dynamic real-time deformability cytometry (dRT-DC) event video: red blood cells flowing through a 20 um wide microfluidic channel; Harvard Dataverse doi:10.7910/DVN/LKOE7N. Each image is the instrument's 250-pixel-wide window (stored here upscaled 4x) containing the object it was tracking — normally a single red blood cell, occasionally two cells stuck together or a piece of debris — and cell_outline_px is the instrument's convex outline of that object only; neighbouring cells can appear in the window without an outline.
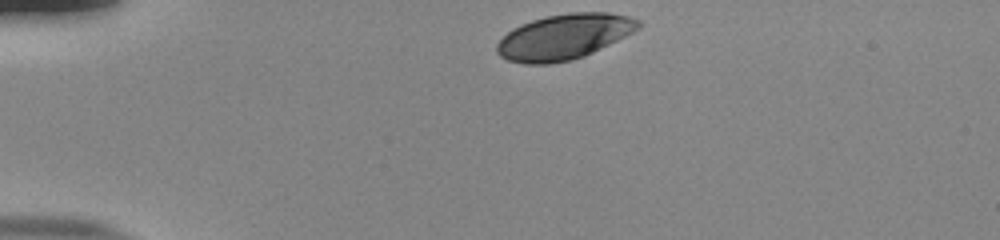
{"species": "human", "species_latin": "Homo sapiens", "temperature_condition": "room temperature", "stored_images_in_passage": 35, "camera_frame_rate_fps": 3000, "um_per_image_px": 0.085, "donor": {"sex": "male"}, "frame": {"image": 1, "passage_image": 1, "time_ms": 0.0, "image_size_px": [1000, 240], "cell_outline_px": [[640, 28], [584, 56], [572, 60], [548, 64], [524, 64], [508, 60], [500, 56], [496, 52], [496, 44], [512, 28], [520, 24], [544, 16], [568, 12], [608, 12], [628, 16], [640, 20]], "centroid_in_image_um": [47.91, 3.12], "position_along_channel_um": 37.1, "area_um2": 37.34}}
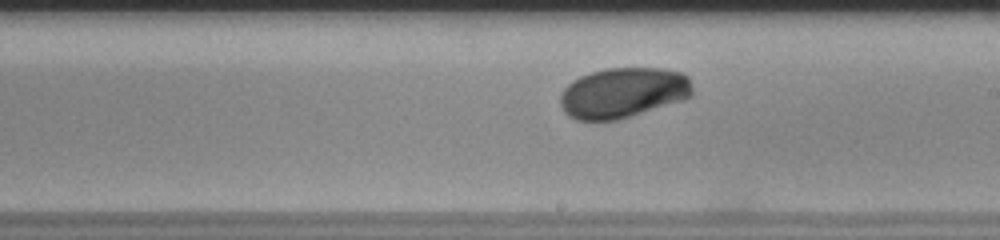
{"frame": {"image": 2, "passage_image": 21, "time_ms": 6.667, "image_size_px": [1000, 240], "cell_outline_px": [[692, 96], [684, 100], [616, 120], [576, 120], [568, 116], [564, 112], [560, 104], [560, 96], [564, 88], [572, 80], [580, 76], [592, 72], [608, 68], [664, 68], [684, 72], [688, 76], [692, 84]], "centroid_in_image_um": [52.98, 7.87], "position_along_channel_um": 236.0, "area_um2": 39.02}}
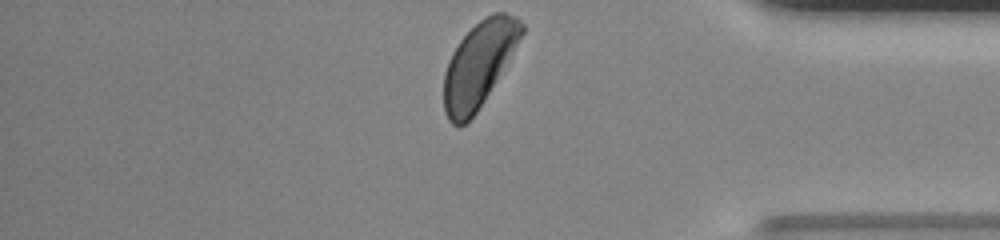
{"frame": {"image": 3, "passage_image": 35, "time_ms": 11.333, "image_size_px": [1000, 240], "cell_outline_px": [[524, 32], [508, 60], [484, 100], [476, 112], [464, 124], [452, 124], [448, 120], [444, 112], [444, 72], [448, 60], [452, 52], [460, 40], [484, 16], [492, 12], [504, 12], [516, 16], [524, 24]], "centroid_in_image_um": [40.69, 5.43], "position_along_channel_um": 394.5, "area_um2": 37.92}, "authors_computed_cell_mechanics": {"area_um2": 38.726, "velocity_mm_per_s": 3.7842, "shape_relaxation_time_tau1_ms": 2.6898, "shape_relaxation_time_tau2_ms": null, "deformation_change_tau1": 0.129, "deformation_change_tau2": null}}